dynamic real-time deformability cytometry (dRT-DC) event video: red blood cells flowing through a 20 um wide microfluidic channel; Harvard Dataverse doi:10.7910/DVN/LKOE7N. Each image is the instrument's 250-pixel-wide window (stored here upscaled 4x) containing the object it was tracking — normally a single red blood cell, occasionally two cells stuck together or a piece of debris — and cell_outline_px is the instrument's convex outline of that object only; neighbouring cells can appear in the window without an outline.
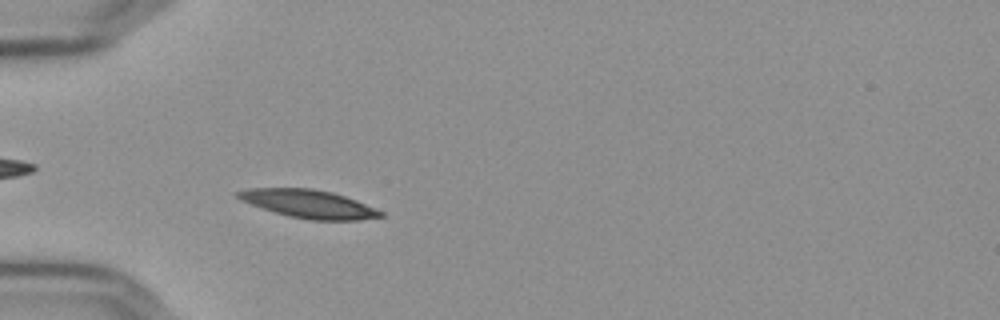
{"species": "Egyptian fruit bat (a non-hibernating species)", "species_latin": "Rousettus aegyptiacus", "temperature_condition": "cold", "stored_images_in_passage": 44, "camera_frame_rate_fps": 3000, "um_per_image_px": 0.085, "frame": {"image": 1, "passage_image": 5, "time_ms": 1.333, "image_size_px": [1000, 320], "cell_outline_px": [[384, 216], [360, 220], [308, 220], [288, 216], [252, 204], [236, 196], [236, 192], [252, 188], [312, 188], [332, 192], [356, 200], [384, 212]], "centroid_in_image_um": [26.3, 17.33], "position_along_channel_um": 58.7, "area_um2": 23.12}}
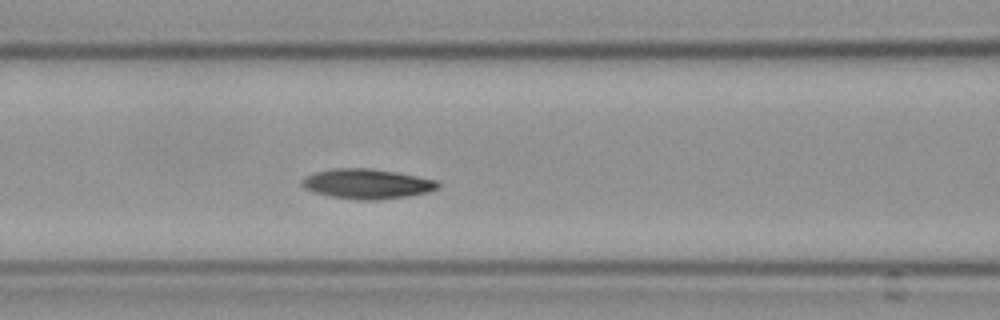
{"frame": {"image": 2, "passage_image": 12, "time_ms": 3.667, "image_size_px": [1000, 320], "cell_outline_px": [[440, 188], [428, 192], [408, 196], [376, 200], [360, 200], [332, 196], [312, 192], [304, 188], [300, 184], [300, 180], [304, 176], [316, 172], [332, 168], [368, 168], [396, 172], [436, 180], [440, 184]], "centroid_in_image_um": [31.17, 15.62], "position_along_channel_um": 135.4, "area_um2": 23.76}}
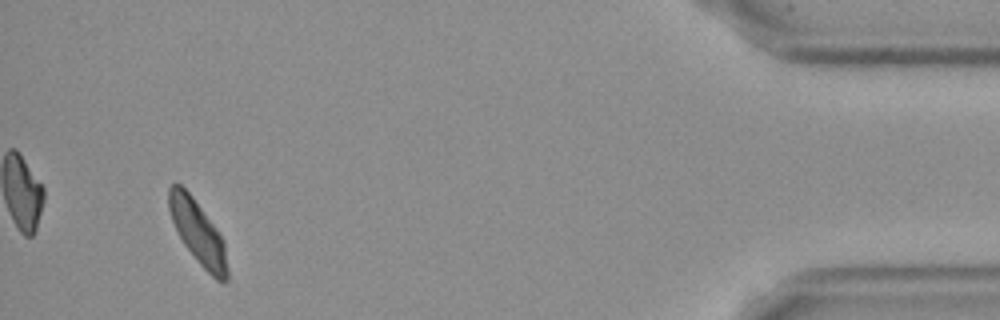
{"frame": {"image": 3, "passage_image": 41, "time_ms": 13.333, "image_size_px": [1000, 320], "cell_outline_px": [[228, 280], [224, 284], [216, 280], [200, 264], [184, 244], [172, 220], [168, 208], [168, 188], [172, 184], [180, 184], [192, 196], [216, 228], [224, 240], [228, 268]], "centroid_in_image_um": [16.84, 19.78], "position_along_channel_um": 418.4, "area_um2": 21.44}, "authors_computed_cell_mechanics": {"area_um2": 22.7732, "velocity_mm_per_s": 3.5907, "shape_relaxation_time_tau1_ms": 3.4652, "shape_relaxation_time_tau2_ms": 8.1507, "deformation_change_tau1": 0.1187, "deformation_change_tau2": 0.1265}}